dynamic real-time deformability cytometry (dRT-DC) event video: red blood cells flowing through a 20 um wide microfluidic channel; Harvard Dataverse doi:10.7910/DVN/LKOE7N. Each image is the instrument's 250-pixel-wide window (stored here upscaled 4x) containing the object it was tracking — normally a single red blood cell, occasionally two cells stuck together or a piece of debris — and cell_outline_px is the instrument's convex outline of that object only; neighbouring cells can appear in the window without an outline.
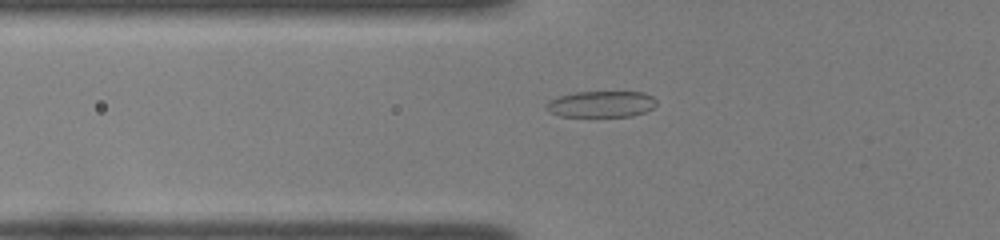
{"species": "common noctule bat (a hibernating species)", "species_latin": "Nyctalus noctula", "temperature_condition": "room temperature", "stored_images_in_passage": 30, "camera_frame_rate_fps": 3000, "um_per_image_px": 0.085, "animal": {"sex": "female", "body_mass_g": 22.0, "forearm_length_mm": 56.7}, "frame": {"image": 1, "passage_image": 3, "time_ms": 0.667, "image_size_px": [1000, 240], "cell_outline_px": [[656, 104], [652, 108], [644, 112], [632, 116], [560, 116], [548, 112], [544, 108], [544, 104], [548, 100], [560, 96], [576, 92], [644, 92], [652, 96], [656, 100]], "centroid_in_image_um": [51.06, 8.85], "position_along_channel_um": 74.7, "area_um2": 16.94}}
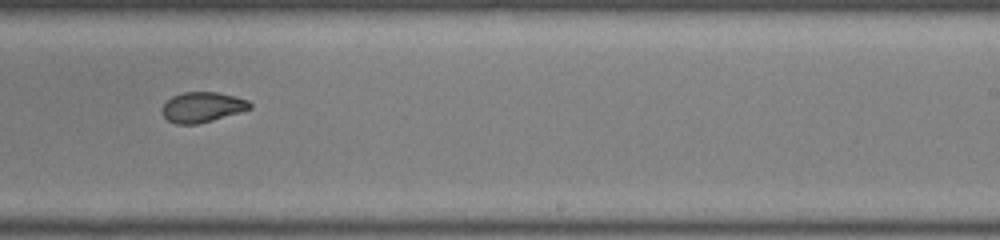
{"frame": {"image": 2, "passage_image": 18, "time_ms": 5.667, "image_size_px": [1000, 240], "cell_outline_px": [[252, 108], [240, 112], [212, 120], [196, 124], [176, 124], [168, 120], [160, 112], [160, 108], [172, 96], [184, 92], [216, 92], [236, 96], [248, 100], [252, 104]], "centroid_in_image_um": [17.19, 9.1], "position_along_channel_um": 271.8, "area_um2": 15.49}}
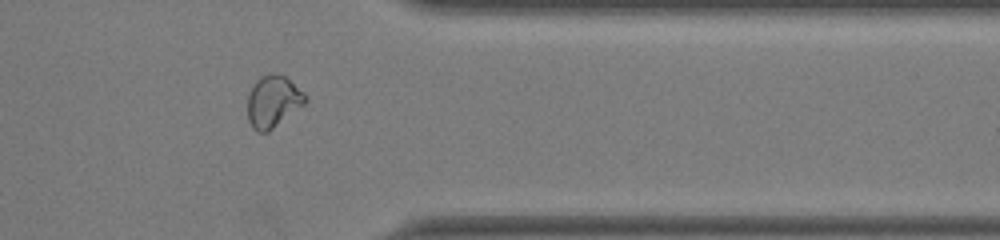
{"frame": {"image": 3, "passage_image": 27, "time_ms": 8.667, "image_size_px": [1000, 240], "cell_outline_px": [[308, 100], [304, 104], [268, 132], [256, 132], [252, 128], [248, 120], [248, 92], [256, 80], [260, 76], [272, 72], [284, 76], [304, 92]], "centroid_in_image_um": [23.19, 8.62], "position_along_channel_um": 388.2, "area_um2": 17.46}, "authors_computed_cell_mechanics": {"area_um2": 16.0973, "velocity_mm_per_s": 3.9846, "shape_relaxation_time_tau1_ms": 5.2398, "shape_relaxation_time_tau2_ms": 1.9204, "deformation_change_tau1": 0.1754, "deformation_change_tau2": 0.0701}}